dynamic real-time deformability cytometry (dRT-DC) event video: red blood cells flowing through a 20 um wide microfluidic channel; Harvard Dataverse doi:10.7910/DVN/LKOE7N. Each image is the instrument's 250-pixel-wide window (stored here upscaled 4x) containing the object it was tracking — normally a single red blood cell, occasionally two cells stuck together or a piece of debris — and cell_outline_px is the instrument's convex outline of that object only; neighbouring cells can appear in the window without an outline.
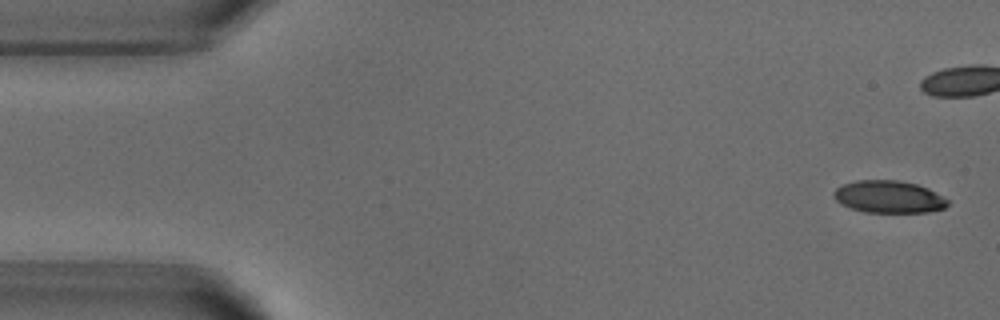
{"species": "common noctule bat (a hibernating species)", "species_latin": "Nyctalus noctula", "temperature_condition": "warm", "stored_images_in_passage": 8, "camera_frame_rate_fps": 3000, "um_per_image_px": 0.085, "animal": {"sex": "male", "body_mass_g": 18.8}, "frame": {"image": 1, "passage_image": 1, "time_ms": 0.0, "image_size_px": [1000, 320], "cell_outline_px": [[948, 204], [944, 208], [928, 212], [864, 212], [840, 204], [832, 196], [832, 192], [836, 188], [844, 184], [856, 180], [900, 180], [916, 184], [928, 188], [948, 200]], "centroid_in_image_um": [75.51, 16.72], "position_along_channel_um": 9.5, "area_um2": 21.44}}
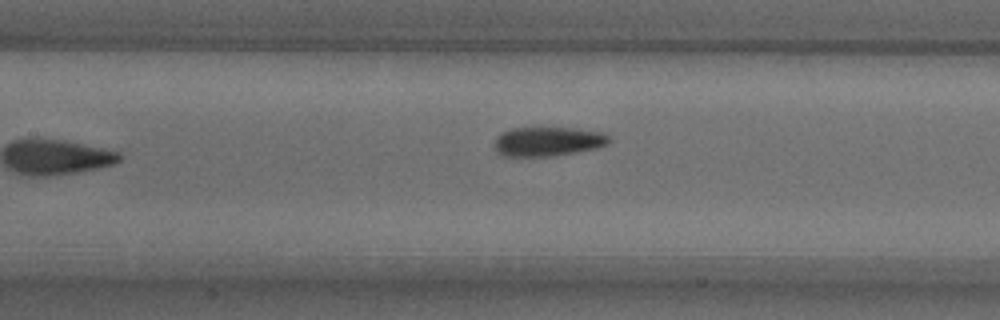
{"frame": {"image": 2, "passage_image": 7, "time_ms": 8.0, "image_size_px": [1000, 320], "cell_outline_px": [[612, 140], [608, 144], [596, 148], [548, 156], [500, 156], [496, 148], [496, 136], [500, 132], [512, 128], [572, 128], [604, 132]], "centroid_in_image_um": [46.57, 12.01], "position_along_channel_um": 160.8, "area_um2": 19.42}}
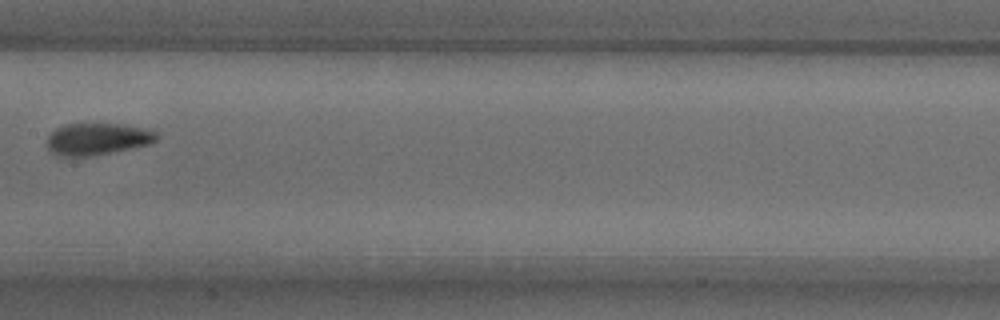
{"frame": {"image": 3, "passage_image": 8, "time_ms": 9.0, "image_size_px": [1000, 320], "cell_outline_px": [[160, 136], [156, 140], [148, 144], [88, 156], [60, 156], [52, 152], [48, 148], [48, 136], [56, 128], [64, 124], [120, 124], [140, 128], [156, 132]], "centroid_in_image_um": [8.24, 11.8], "position_along_channel_um": 199.2, "area_um2": 19.83}}